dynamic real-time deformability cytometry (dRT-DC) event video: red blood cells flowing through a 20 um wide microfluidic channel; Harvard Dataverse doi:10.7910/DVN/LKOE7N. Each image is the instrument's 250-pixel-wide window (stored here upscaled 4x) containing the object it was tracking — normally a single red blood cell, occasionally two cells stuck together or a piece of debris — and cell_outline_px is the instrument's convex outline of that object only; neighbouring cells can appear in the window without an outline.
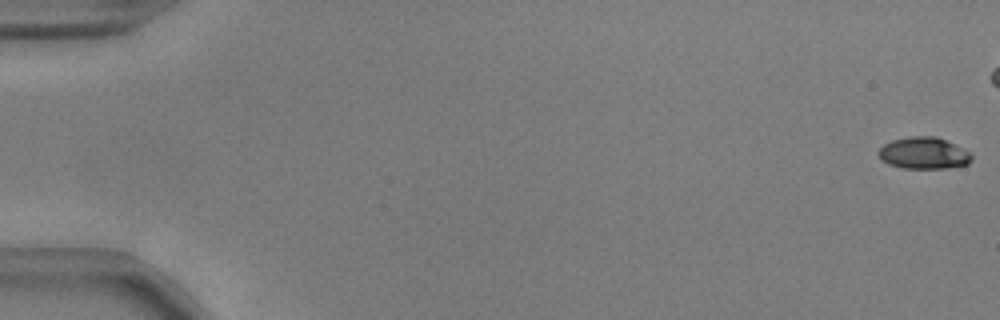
{"species": "common noctule bat (a hibernating species)", "species_latin": "Nyctalus noctula", "temperature_condition": "warm", "stored_images_in_passage": 22, "camera_frame_rate_fps": 3000, "um_per_image_px": 0.085, "animal": {"sex": "male", "body_mass_g": 17.9, "forearm_length_mm": 54.2}, "frame": {"image": 1, "passage_image": 1, "time_ms": 0.0, "image_size_px": [1000, 320], "cell_outline_px": [[972, 160], [968, 164], [948, 168], [904, 168], [888, 164], [880, 160], [880, 148], [884, 144], [892, 140], [908, 136], [936, 136], [968, 152], [972, 156]], "centroid_in_image_um": [78.49, 13.02], "position_along_channel_um": 6.5, "area_um2": 16.99}}